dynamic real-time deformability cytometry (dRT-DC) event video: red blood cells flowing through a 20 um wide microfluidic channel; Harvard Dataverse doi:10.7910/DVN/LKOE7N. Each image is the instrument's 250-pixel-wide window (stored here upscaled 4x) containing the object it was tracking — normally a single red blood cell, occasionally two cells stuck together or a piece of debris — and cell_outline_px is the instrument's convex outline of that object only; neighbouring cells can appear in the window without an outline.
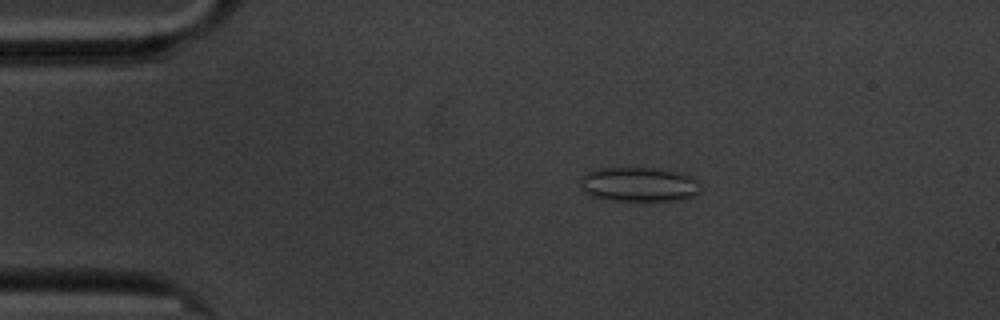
{"species": "common noctule bat (a hibernating species)", "species_latin": "Nyctalus noctula", "temperature_condition": "cold", "stored_images_in_passage": 49, "camera_frame_rate_fps": 3000, "um_per_image_px": 0.085, "animal": {"sex": "male", "body_mass_g": 20.1, "forearm_length_mm": 53.5}, "frame": {"image": 1, "passage_image": 1, "time_ms": 0.0, "image_size_px": [1000, 320], "cell_outline_px": [[700, 192], [692, 196], [680, 200], [608, 200], [588, 196], [584, 192], [580, 184], [580, 180], [584, 172], [596, 168], [652, 168], [680, 172], [692, 176], [696, 180], [700, 188]], "centroid_in_image_um": [54.25, 15.67], "position_along_channel_um": 30.7, "area_um2": 24.33}}
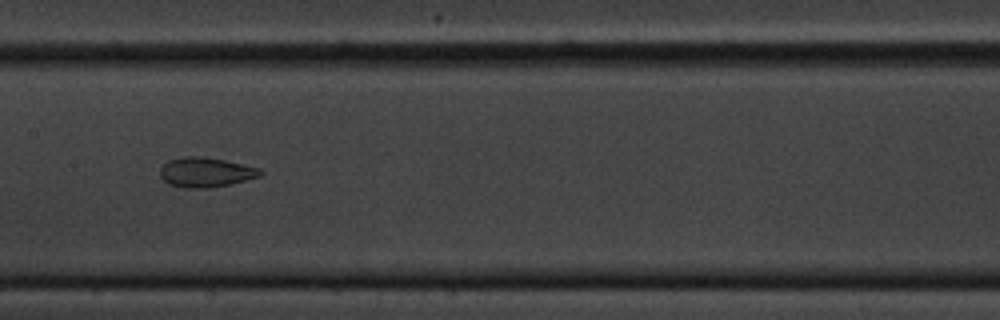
{"frame": {"image": 2, "passage_image": 19, "time_ms": 6.0, "image_size_px": [1000, 320], "cell_outline_px": [[264, 172], [260, 176], [232, 184], [208, 188], [184, 188], [168, 184], [160, 176], [160, 168], [168, 160], [184, 156], [204, 156], [224, 160], [260, 168]], "centroid_in_image_um": [17.48, 14.64], "position_along_channel_um": 189.9, "area_um2": 17.51}}
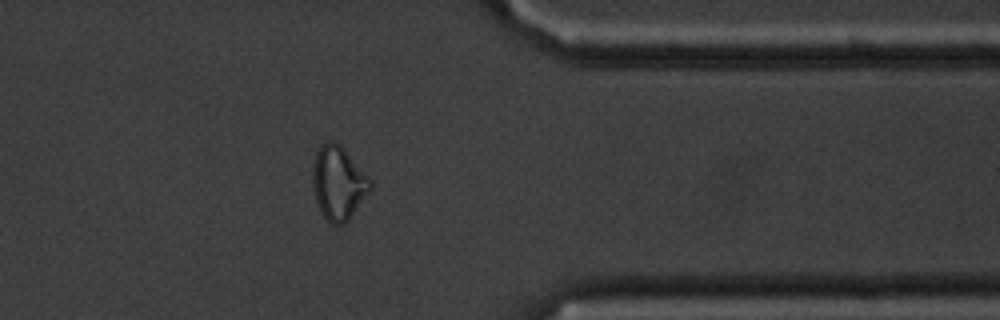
{"frame": {"image": 3, "passage_image": 37, "time_ms": 12.0, "image_size_px": [1000, 320], "cell_outline_px": [[372, 188], [348, 220], [344, 224], [332, 224], [320, 212], [316, 200], [312, 184], [312, 172], [316, 152], [320, 144], [328, 140], [332, 140], [340, 144], [372, 180]], "centroid_in_image_um": [28.75, 15.53], "position_along_channel_um": 382.6, "area_um2": 24.74}, "authors_computed_cell_mechanics": {"area_um2": 18.7272, "velocity_mm_per_s": 3.4066, "shape_relaxation_time_tau1_ms": null, "shape_relaxation_time_tau2_ms": 2.2563, "deformation_change_tau1": null, "deformation_change_tau2": 0.0744}}